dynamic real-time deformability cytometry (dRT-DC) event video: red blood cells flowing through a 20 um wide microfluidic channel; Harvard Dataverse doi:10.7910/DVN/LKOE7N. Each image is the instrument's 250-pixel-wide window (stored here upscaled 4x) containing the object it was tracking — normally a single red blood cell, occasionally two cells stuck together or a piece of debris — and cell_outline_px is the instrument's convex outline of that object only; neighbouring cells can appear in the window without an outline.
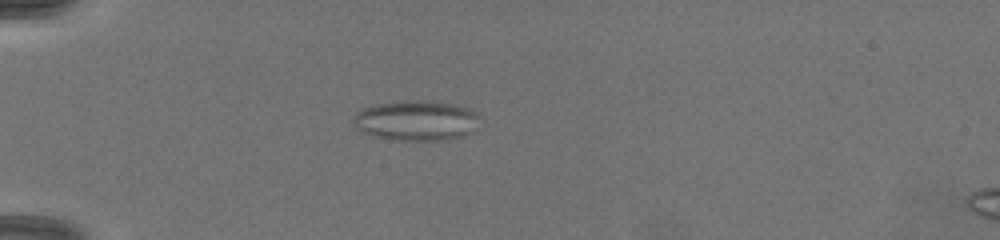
{"species": "common noctule bat (a hibernating species)", "species_latin": "Nyctalus noctula", "temperature_condition": "warm", "stored_images_in_passage": 9, "camera_frame_rate_fps": 3000, "um_per_image_px": 0.085, "animal": {"sex": "female", "body_mass_g": 19.5, "forearm_length_mm": 54.1}, "frame": {"image": 1, "passage_image": 2, "time_ms": 0.667, "image_size_px": [1000, 240], "cell_outline_px": [[480, 116], [468, 132], [460, 136], [440, 140], [400, 140], [376, 136], [364, 132], [352, 120], [356, 112], [364, 108], [380, 104], [404, 100], [420, 100], [456, 104], [468, 108], [476, 112]], "centroid_in_image_um": [35.37, 10.22], "position_along_channel_um": 49.6, "area_um2": 28.78}}
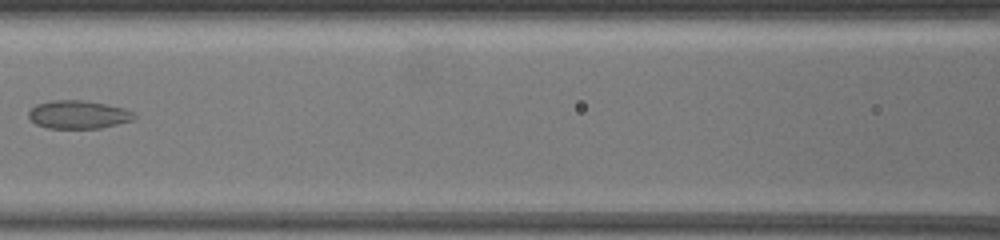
{"frame": {"image": 2, "passage_image": 7, "time_ms": 4.0, "image_size_px": [1000, 240], "cell_outline_px": [[136, 116], [132, 120], [100, 128], [48, 128], [36, 124], [28, 116], [28, 112], [36, 104], [52, 100], [84, 100], [124, 108], [132, 112]], "centroid_in_image_um": [6.63, 9.73], "position_along_channel_um": 160.0, "area_um2": 17.17}}
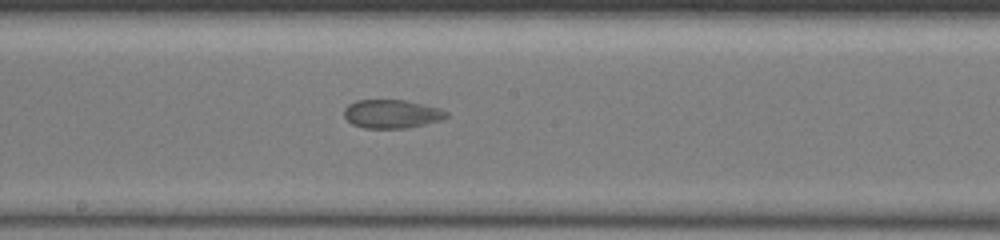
{"frame": {"image": 3, "passage_image": 9, "time_ms": 5.333, "image_size_px": [1000, 240], "cell_outline_px": [[448, 116], [440, 120], [408, 128], [364, 128], [352, 124], [344, 116], [344, 108], [348, 104], [356, 100], [404, 100], [424, 104], [440, 108], [448, 112]], "centroid_in_image_um": [33.29, 9.68], "position_along_channel_um": 214.9, "area_um2": 17.05}}